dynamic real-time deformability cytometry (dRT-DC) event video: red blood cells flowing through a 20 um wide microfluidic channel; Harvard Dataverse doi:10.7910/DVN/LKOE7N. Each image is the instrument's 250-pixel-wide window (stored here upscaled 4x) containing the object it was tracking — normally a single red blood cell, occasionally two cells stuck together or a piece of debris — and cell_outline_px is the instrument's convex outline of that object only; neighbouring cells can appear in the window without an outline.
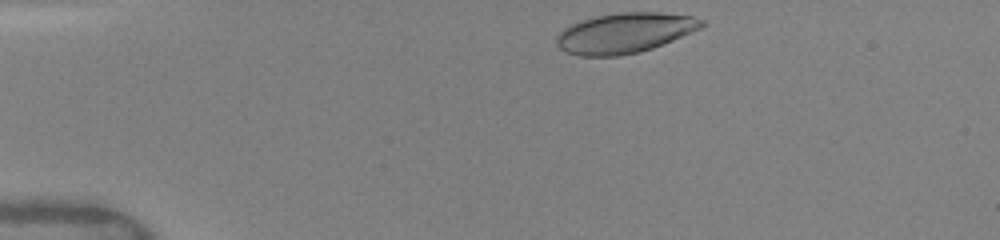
{"species": "human", "species_latin": "Homo sapiens", "temperature_condition": "warm", "stored_images_in_passage": 11, "camera_frame_rate_fps": 3000, "um_per_image_px": 0.085, "donor": {"sex": "female"}, "frame": {"image": 1, "passage_image": 1, "time_ms": 0.0, "image_size_px": [1000, 240], "cell_outline_px": [[708, 24], [704, 28], [652, 48], [640, 52], [620, 56], [580, 56], [568, 52], [560, 48], [556, 44], [556, 36], [564, 28], [572, 24], [596, 16], [620, 12], [660, 12], [692, 16], [704, 20]], "centroid_in_image_um": [53.16, 2.8], "position_along_channel_um": 31.8, "area_um2": 34.1}}
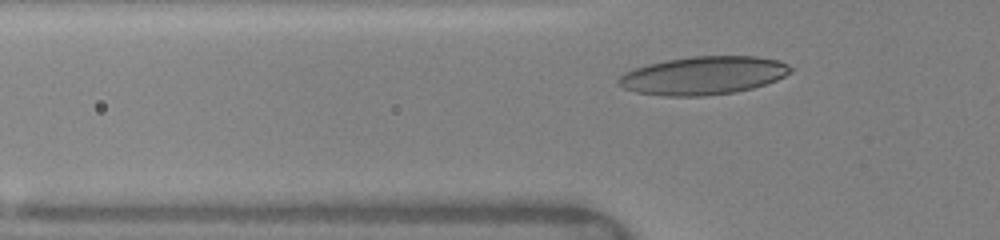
{"frame": {"image": 2, "passage_image": 7, "time_ms": 2.333, "image_size_px": [1000, 240], "cell_outline_px": [[796, 68], [792, 72], [776, 80], [752, 88], [736, 92], [704, 96], [664, 96], [636, 92], [624, 88], [616, 80], [624, 72], [648, 64], [668, 60], [692, 56], [756, 56], [780, 60]], "centroid_in_image_um": [59.83, 6.41], "position_along_channel_um": 66.0, "area_um2": 38.38}}
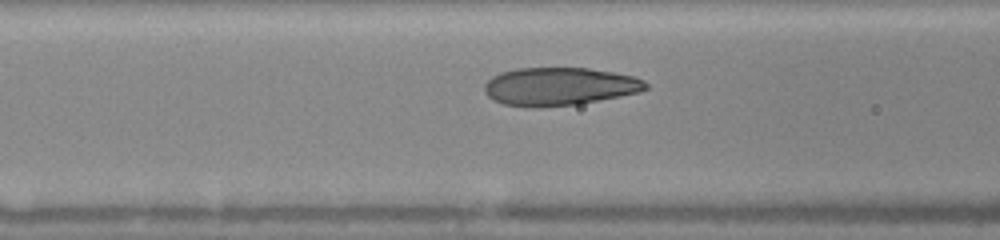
{"frame": {"image": 3, "passage_image": 11, "time_ms": 3.667, "image_size_px": [1000, 240], "cell_outline_px": [[648, 88], [640, 92], [580, 104], [540, 108], [536, 108], [504, 104], [492, 100], [484, 92], [484, 84], [492, 76], [500, 72], [516, 68], [588, 68], [612, 72], [632, 76], [644, 80], [648, 84]], "centroid_in_image_um": [47.52, 7.36], "position_along_channel_um": 119.1, "area_um2": 36.01}}